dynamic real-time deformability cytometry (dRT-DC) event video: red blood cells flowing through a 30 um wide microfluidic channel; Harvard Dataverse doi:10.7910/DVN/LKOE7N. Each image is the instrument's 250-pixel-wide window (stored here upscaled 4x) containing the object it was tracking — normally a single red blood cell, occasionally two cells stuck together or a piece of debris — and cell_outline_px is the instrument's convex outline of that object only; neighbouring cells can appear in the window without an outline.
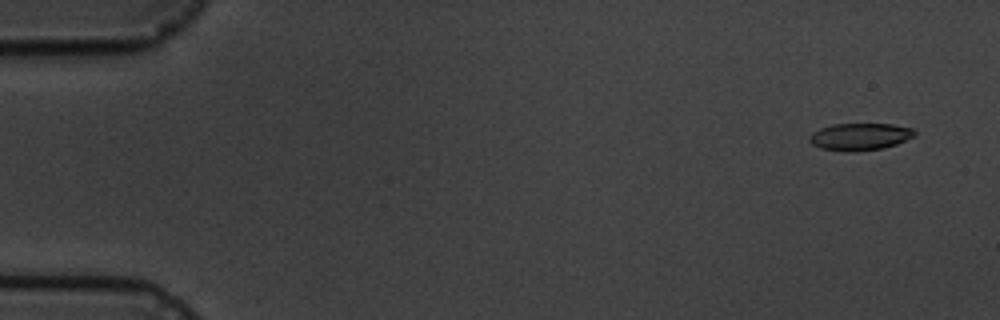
{"species": "common noctule bat (a hibernating species)", "species_latin": "Nyctalus noctula", "temperature_condition": "cold", "stored_images_in_passage": 5, "camera_frame_rate_fps": 3000, "um_per_image_px": 0.085, "animal": {"sex": "male", "body_mass_g": 19.5, "forearm_length_mm": 54.6}, "frame": {"image": 1, "passage_image": 1, "time_ms": 0.0, "image_size_px": [1000, 320], "cell_outline_px": [[916, 136], [896, 144], [884, 148], [856, 152], [844, 152], [820, 148], [812, 144], [808, 140], [808, 136], [812, 132], [820, 128], [832, 124], [892, 124], [912, 128], [916, 132]], "centroid_in_image_um": [73.07, 11.62], "position_along_channel_um": 11.9, "area_um2": 16.94}}
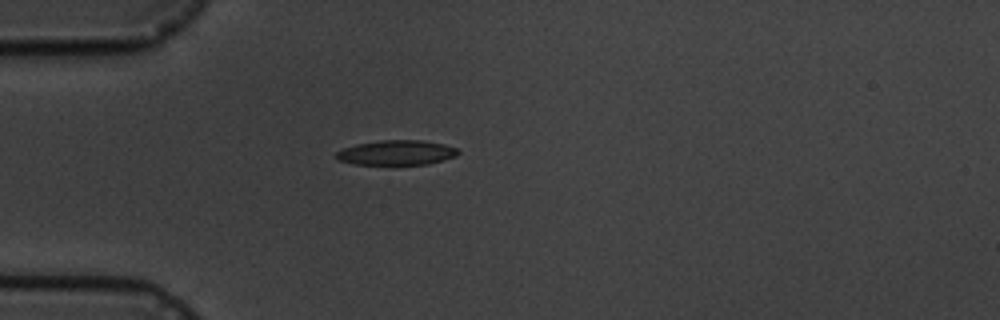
{"frame": {"image": 2, "passage_image": 5, "time_ms": 4.333, "image_size_px": [1000, 320], "cell_outline_px": [[460, 152], [456, 156], [444, 160], [428, 164], [352, 164], [336, 160], [332, 156], [336, 152], [344, 148], [356, 144], [380, 140], [424, 140], [444, 144], [456, 148]], "centroid_in_image_um": [33.67, 12.97], "position_along_channel_um": 51.3, "area_um2": 17.8}}